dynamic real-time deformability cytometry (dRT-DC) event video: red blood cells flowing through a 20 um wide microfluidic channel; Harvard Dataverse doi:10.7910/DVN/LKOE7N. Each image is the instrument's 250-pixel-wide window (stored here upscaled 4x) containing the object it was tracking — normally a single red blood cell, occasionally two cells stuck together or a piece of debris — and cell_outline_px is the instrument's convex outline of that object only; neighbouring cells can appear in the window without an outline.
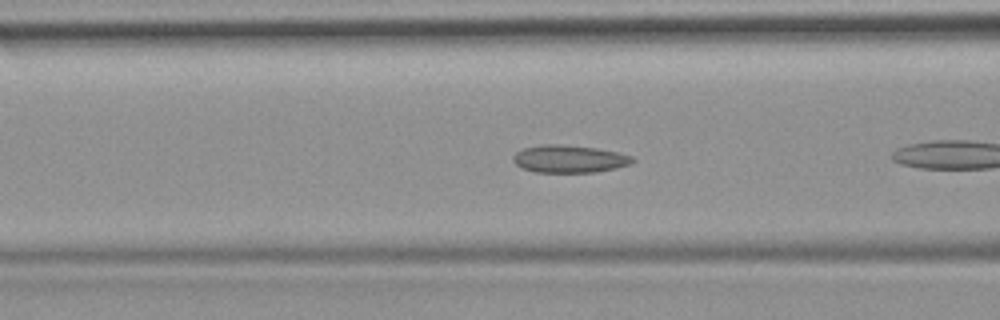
{"species": "common noctule bat (a hibernating species)", "species_latin": "Nyctalus noctula", "temperature_condition": "room temperature", "stored_images_in_passage": 16, "camera_frame_rate_fps": 3000, "um_per_image_px": 0.085, "animal": {"sex": "female", "body_mass_g": 19.9}, "frame": {"image": 1, "passage_image": 5, "time_ms": 1.333, "image_size_px": [1000, 320], "cell_outline_px": [[636, 160], [628, 164], [616, 168], [596, 172], [536, 172], [524, 168], [516, 164], [512, 160], [512, 156], [516, 152], [524, 148], [540, 144], [560, 144], [596, 148], [616, 152], [632, 156]], "centroid_in_image_um": [48.37, 13.5], "position_along_channel_um": 118.2, "area_um2": 19.07}}